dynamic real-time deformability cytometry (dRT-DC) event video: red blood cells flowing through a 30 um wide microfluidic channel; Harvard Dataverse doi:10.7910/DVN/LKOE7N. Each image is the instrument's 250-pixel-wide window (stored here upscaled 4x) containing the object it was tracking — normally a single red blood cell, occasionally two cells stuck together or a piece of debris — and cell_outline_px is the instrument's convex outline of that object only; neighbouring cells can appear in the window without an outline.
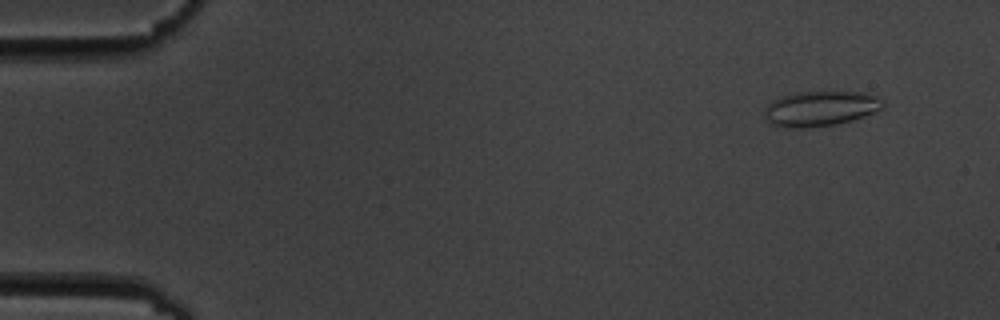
{"species": "common noctule bat (a hibernating species)", "species_latin": "Nyctalus noctula", "temperature_condition": "cold", "stored_images_in_passage": 6, "camera_frame_rate_fps": 3000, "um_per_image_px": 0.085, "animal": {"sex": "male", "body_mass_g": 19.5, "forearm_length_mm": 54.6}, "frame": {"image": 1, "passage_image": 2, "time_ms": 1.0, "image_size_px": [1000, 320], "cell_outline_px": [[884, 104], [880, 108], [864, 116], [840, 124], [804, 128], [784, 128], [768, 124], [764, 116], [764, 108], [772, 100], [780, 96], [796, 92], [868, 92], [884, 100]], "centroid_in_image_um": [69.67, 9.24], "position_along_channel_um": 15.3, "area_um2": 24.62}}
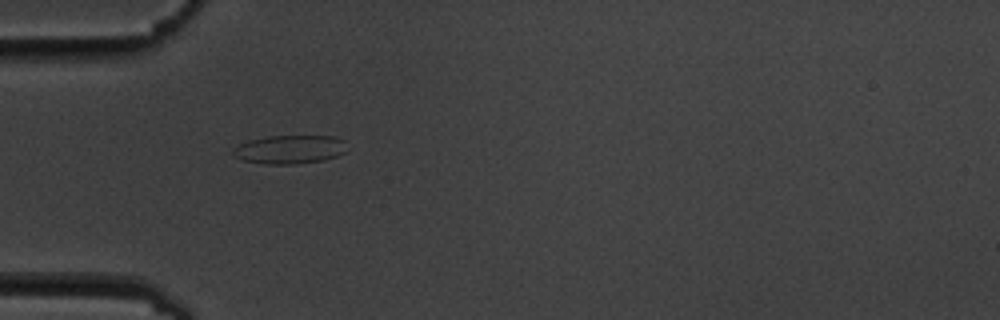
{"frame": {"image": 2, "passage_image": 5, "time_ms": 5.333, "image_size_px": [1000, 320], "cell_outline_px": [[348, 140], [344, 152], [336, 156], [324, 160], [296, 164], [264, 164], [240, 160], [232, 156], [232, 148], [248, 140], [268, 136], [332, 136]], "centroid_in_image_um": [24.6, 12.7], "position_along_channel_um": 60.4, "area_um2": 19.31}}
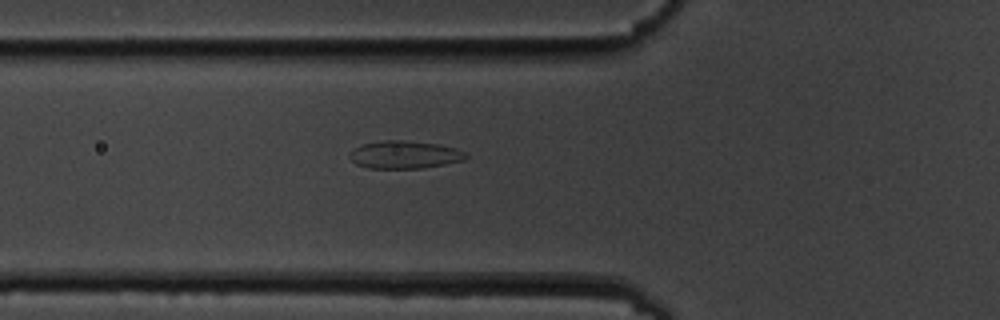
{"frame": {"image": 3, "passage_image": 6, "time_ms": 6.333, "image_size_px": [1000, 320], "cell_outline_px": [[468, 156], [464, 160], [424, 168], [368, 168], [356, 164], [348, 156], [360, 144], [380, 140], [400, 140], [440, 144], [456, 148], [464, 152]], "centroid_in_image_um": [34.39, 13.14], "position_along_channel_um": 91.4, "area_um2": 18.79}}